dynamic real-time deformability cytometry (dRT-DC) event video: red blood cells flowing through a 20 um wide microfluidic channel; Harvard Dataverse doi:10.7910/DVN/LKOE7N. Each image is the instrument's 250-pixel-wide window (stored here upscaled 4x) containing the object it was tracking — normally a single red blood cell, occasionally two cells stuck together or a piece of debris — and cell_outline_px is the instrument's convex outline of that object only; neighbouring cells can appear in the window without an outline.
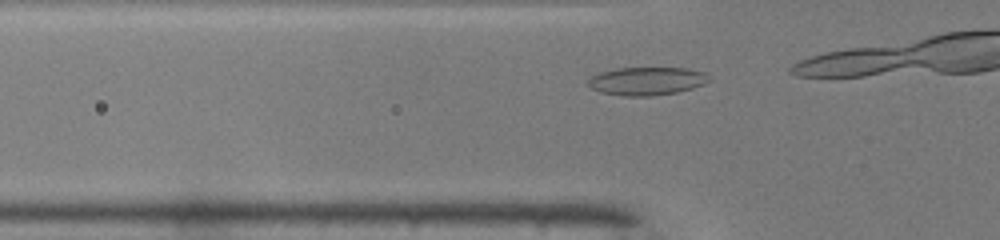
{"species": "common noctule bat (a hibernating species)", "species_latin": "Nyctalus noctula", "temperature_condition": "warm", "stored_images_in_passage": 6, "camera_frame_rate_fps": 3000, "um_per_image_px": 0.085, "animal": {"sex": "male", "body_mass_g": 19.0, "forearm_length_mm": 50.8}, "frame": {"image": 1, "passage_image": 4, "time_ms": 1.0, "image_size_px": [1000, 240], "cell_outline_px": [[708, 80], [692, 88], [676, 92], [652, 96], [624, 96], [600, 92], [592, 88], [588, 84], [588, 80], [592, 76], [600, 72], [616, 68], [688, 68], [704, 72], [708, 76]], "centroid_in_image_um": [54.93, 6.89], "position_along_channel_um": 70.9, "area_um2": 19.59}}